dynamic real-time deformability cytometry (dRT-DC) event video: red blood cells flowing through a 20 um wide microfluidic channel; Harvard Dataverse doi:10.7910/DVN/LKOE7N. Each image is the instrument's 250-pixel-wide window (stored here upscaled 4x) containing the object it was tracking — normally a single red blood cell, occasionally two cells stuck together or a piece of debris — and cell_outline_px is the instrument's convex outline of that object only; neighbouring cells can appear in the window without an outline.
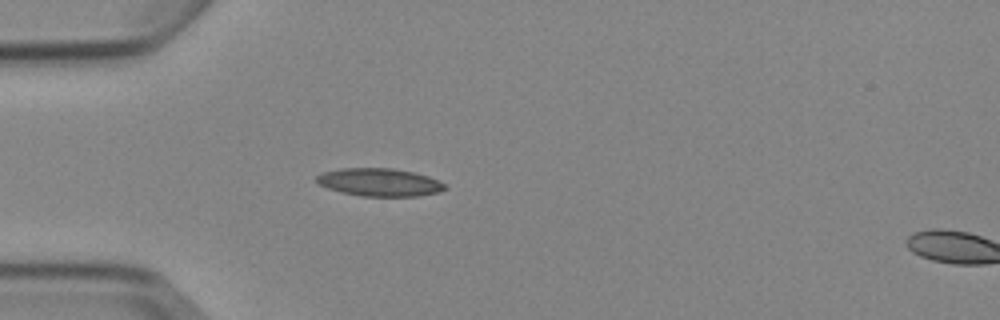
{"species": "Egyptian fruit bat (a non-hibernating species)", "species_latin": "Rousettus aegyptiacus", "temperature_condition": "cold", "stored_images_in_passage": 5, "segment_of_instrument_passage": [1, 2], "camera_frame_rate_fps": 3000, "um_per_image_px": 0.085, "animal": {"sex": "female"}, "frame": {"image": 1, "passage_image": 4, "time_ms": 3.667, "image_size_px": [1000, 320], "cell_outline_px": [[448, 188], [440, 192], [420, 196], [360, 196], [328, 188], [316, 184], [316, 176], [320, 172], [340, 168], [392, 168], [412, 172], [428, 176], [444, 184]], "centroid_in_image_um": [32.23, 15.49], "position_along_channel_um": 52.8, "area_um2": 20.92}}